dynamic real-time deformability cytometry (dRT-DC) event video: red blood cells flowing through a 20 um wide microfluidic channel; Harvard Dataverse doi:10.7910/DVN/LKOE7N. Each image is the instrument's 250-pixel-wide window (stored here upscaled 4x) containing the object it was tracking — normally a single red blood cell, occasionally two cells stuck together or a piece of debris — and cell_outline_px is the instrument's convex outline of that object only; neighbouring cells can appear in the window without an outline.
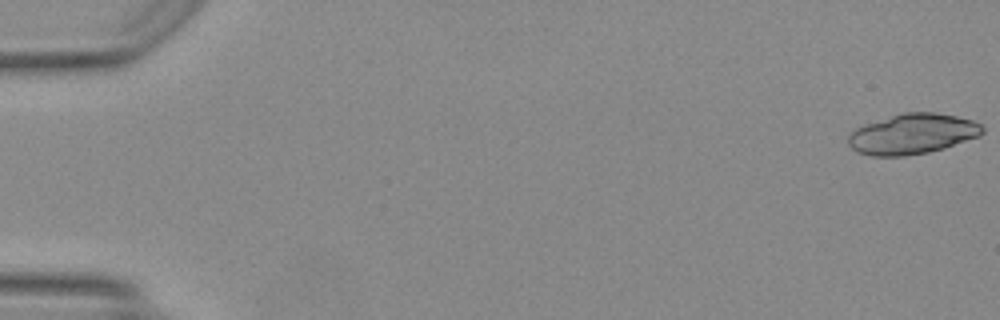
{"species": "Egyptian fruit bat (a non-hibernating species)", "species_latin": "Rousettus aegyptiacus", "temperature_condition": "warm", "stored_images_in_passage": 23, "camera_frame_rate_fps": 3000, "um_per_image_px": 0.085, "animal": {"sex": "female"}, "frame": {"image": 1, "passage_image": 1, "time_ms": 0.0, "image_size_px": [1000, 320], "cell_outline_px": [[984, 132], [980, 136], [944, 148], [928, 152], [904, 156], [872, 156], [856, 152], [848, 144], [848, 136], [856, 128], [864, 124], [904, 112], [936, 112], [956, 116], [972, 120], [980, 124], [984, 128]], "centroid_in_image_um": [77.56, 11.39], "position_along_channel_um": 7.4, "area_um2": 31.56}}
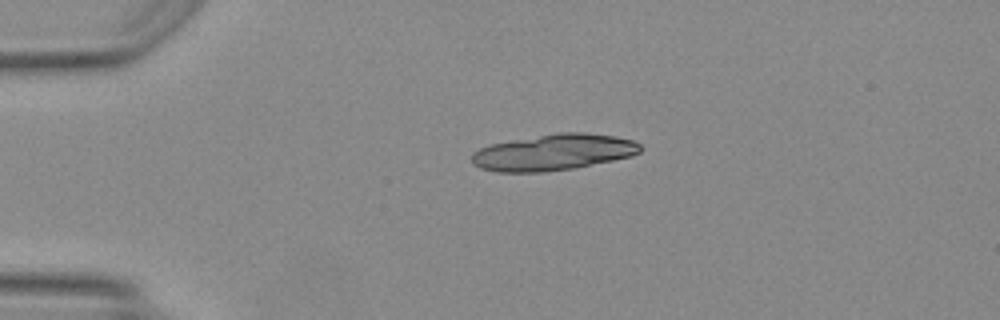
{"frame": {"image": 2, "passage_image": 12, "time_ms": 3.667, "image_size_px": [1000, 320], "cell_outline_px": [[640, 152], [632, 156], [572, 168], [544, 172], [496, 172], [480, 168], [472, 164], [472, 152], [480, 148], [492, 144], [560, 132], [584, 132], [616, 136], [632, 140], [640, 144]], "centroid_in_image_um": [47.03, 12.95], "position_along_channel_um": 38.0, "area_um2": 35.26}}